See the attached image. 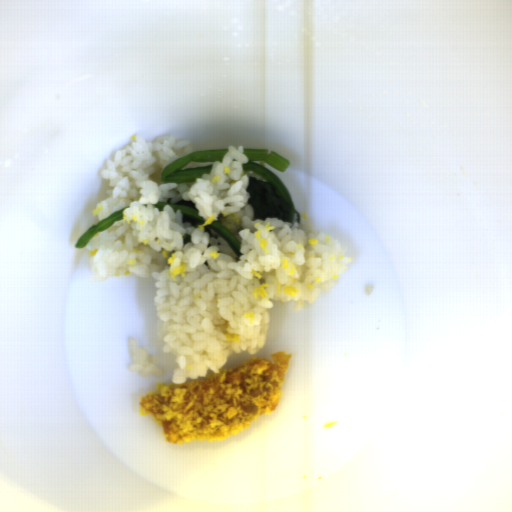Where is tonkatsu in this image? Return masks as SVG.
I'll use <instances>...</instances> for the list:
<instances>
[{
	"label": "tonkatsu",
	"mask_w": 512,
	"mask_h": 512,
	"mask_svg": "<svg viewBox=\"0 0 512 512\" xmlns=\"http://www.w3.org/2000/svg\"><path fill=\"white\" fill-rule=\"evenodd\" d=\"M291 360L292 354L283 350L268 358H249L196 381L161 382L142 396L139 413L152 416L170 445L220 441L275 412Z\"/></svg>",
	"instance_id": "1"
}]
</instances>
